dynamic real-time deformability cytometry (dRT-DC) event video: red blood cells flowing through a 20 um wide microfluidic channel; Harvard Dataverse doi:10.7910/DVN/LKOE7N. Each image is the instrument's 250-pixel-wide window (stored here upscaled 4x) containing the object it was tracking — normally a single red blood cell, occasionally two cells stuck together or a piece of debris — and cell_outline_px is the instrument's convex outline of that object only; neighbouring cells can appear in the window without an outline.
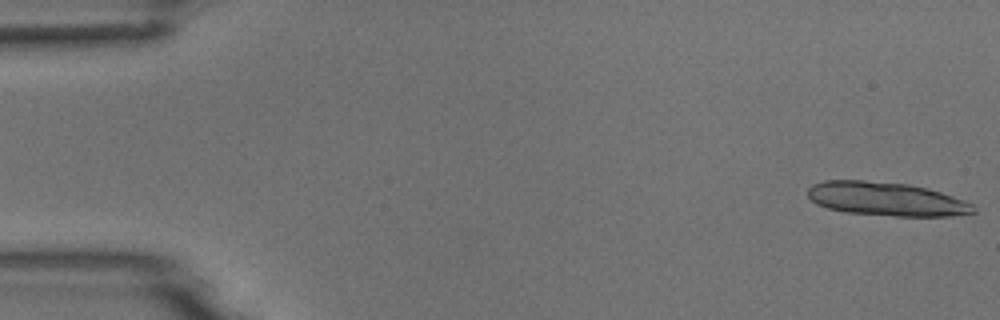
{"species": "common noctule bat (a hibernating species)", "species_latin": "Nyctalus noctula", "temperature_condition": "room temperature", "stored_images_in_passage": 4, "camera_frame_rate_fps": 3000, "um_per_image_px": 0.085, "animal": {"sex": "male", "body_mass_g": 18.8}, "frame": {"image": 1, "passage_image": 1, "time_ms": 0.0, "image_size_px": [1000, 320], "cell_outline_px": [[976, 212], [952, 216], [892, 216], [848, 212], [828, 208], [816, 204], [808, 196], [808, 188], [812, 184], [824, 180], [864, 180], [908, 184], [928, 188], [964, 200], [972, 204]], "centroid_in_image_um": [75.32, 16.91], "position_along_channel_um": 9.7, "area_um2": 32.48}}